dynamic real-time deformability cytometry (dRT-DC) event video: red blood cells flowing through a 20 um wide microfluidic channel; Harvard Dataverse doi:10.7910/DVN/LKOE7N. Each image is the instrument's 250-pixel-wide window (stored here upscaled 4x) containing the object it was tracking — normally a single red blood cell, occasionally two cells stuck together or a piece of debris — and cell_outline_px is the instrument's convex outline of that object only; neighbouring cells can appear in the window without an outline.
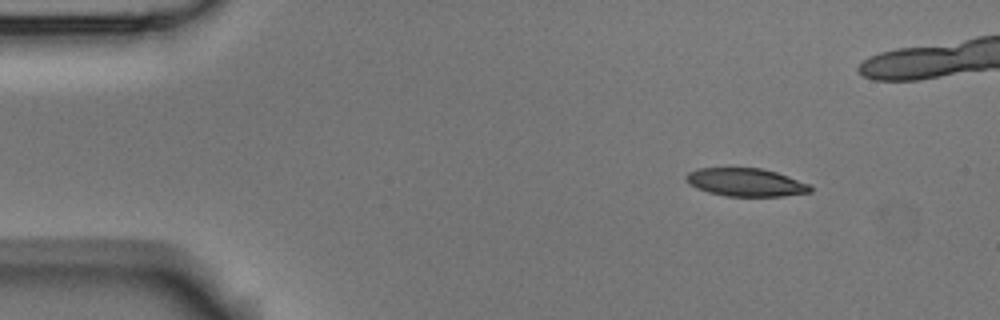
{"species": "Egyptian fruit bat (a non-hibernating species)", "species_latin": "Rousettus aegyptiacus", "temperature_condition": "room temperature", "stored_images_in_passage": 3, "camera_frame_rate_fps": 3000, "um_per_image_px": 0.085, "animal": {"sex": "male"}, "frame": {"image": 1, "passage_image": 1, "time_ms": 0.0, "image_size_px": [1000, 320], "cell_outline_px": [[812, 192], [780, 196], [724, 196], [708, 192], [696, 188], [688, 184], [684, 176], [688, 172], [696, 168], [760, 168], [776, 172], [812, 184]], "centroid_in_image_um": [63.38, 15.49], "position_along_channel_um": 21.6, "area_um2": 20.52}}